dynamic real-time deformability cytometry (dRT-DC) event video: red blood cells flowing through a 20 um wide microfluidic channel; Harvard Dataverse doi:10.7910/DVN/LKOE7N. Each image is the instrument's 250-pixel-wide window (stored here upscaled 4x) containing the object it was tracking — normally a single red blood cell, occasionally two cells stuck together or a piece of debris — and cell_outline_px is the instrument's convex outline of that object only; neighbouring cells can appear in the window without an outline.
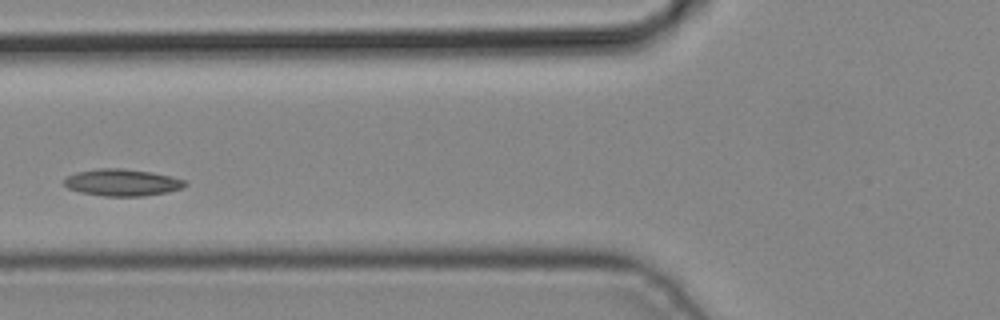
{"species": "common noctule bat (a hibernating species)", "species_latin": "Nyctalus noctula", "temperature_condition": "cold", "stored_images_in_passage": 3, "camera_frame_rate_fps": 3000, "um_per_image_px": 0.085, "animal": {"sex": "male", "body_mass_g": 19.2, "forearm_length_mm": 51.8}, "frame": {"image": 1, "passage_image": 3, "time_ms": 0.667, "image_size_px": [1000, 320], "cell_outline_px": [[188, 184], [180, 188], [168, 192], [144, 196], [104, 196], [80, 192], [68, 188], [64, 184], [64, 180], [68, 176], [76, 172], [100, 168], [120, 168], [152, 172], [172, 176], [184, 180]], "centroid_in_image_um": [10.39, 15.51], "position_along_channel_um": 115.4, "area_um2": 18.9}}